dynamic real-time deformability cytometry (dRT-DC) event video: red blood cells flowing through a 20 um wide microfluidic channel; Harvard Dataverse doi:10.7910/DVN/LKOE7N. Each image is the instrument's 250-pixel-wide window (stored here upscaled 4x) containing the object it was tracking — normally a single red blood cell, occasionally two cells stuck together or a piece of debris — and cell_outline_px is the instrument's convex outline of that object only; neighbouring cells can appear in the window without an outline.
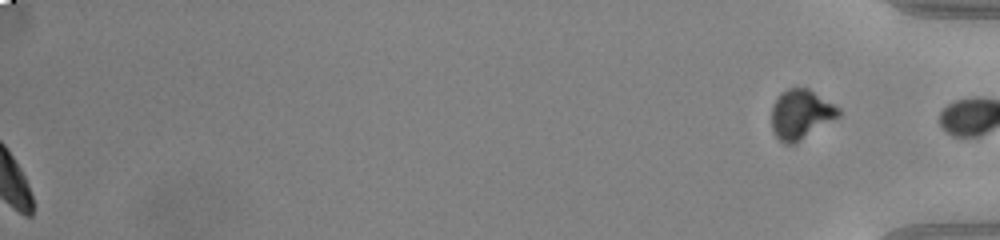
{"species": "common noctule bat (a hibernating species)", "species_latin": "Nyctalus noctula", "temperature_condition": "warm", "stored_images_in_passage": 42, "segment_of_instrument_passage": [2, 2], "camera_frame_rate_fps": 3000, "um_per_image_px": 0.085, "animal": {"sex": "male", "body_mass_g": 20.0, "forearm_length_mm": 53.3}, "frame": {"image": 1, "passage_image": 42, "time_ms": 13.667, "image_size_px": [1000, 240], "cell_outline_px": [[840, 116], [796, 144], [784, 144], [772, 132], [772, 104], [776, 96], [780, 92], [788, 88], [808, 88], [840, 108]], "centroid_in_image_um": [68.05, 9.72], "position_along_channel_um": 367.1, "area_um2": 19.59}}